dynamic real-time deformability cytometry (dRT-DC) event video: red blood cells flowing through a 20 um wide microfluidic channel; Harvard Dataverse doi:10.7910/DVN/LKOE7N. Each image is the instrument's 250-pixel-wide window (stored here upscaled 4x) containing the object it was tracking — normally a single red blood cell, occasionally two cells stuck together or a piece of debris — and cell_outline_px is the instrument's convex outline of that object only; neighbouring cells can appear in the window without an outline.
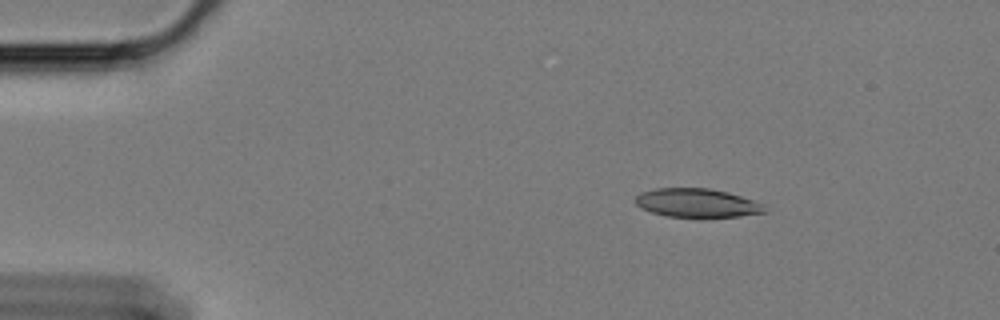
{"species": "Egyptian fruit bat (a non-hibernating species)", "species_latin": "Rousettus aegyptiacus", "temperature_condition": "cold", "stored_images_in_passage": 51, "camera_frame_rate_fps": 3000, "um_per_image_px": 0.085, "animal": {"sex": "female"}, "frame": {"image": 1, "passage_image": 2, "time_ms": 0.333, "image_size_px": [1000, 320], "cell_outline_px": [[768, 212], [740, 216], [700, 220], [668, 216], [652, 212], [640, 208], [636, 204], [636, 196], [640, 192], [656, 188], [708, 188], [728, 192], [764, 204]], "centroid_in_image_um": [59.27, 17.29], "position_along_channel_um": 25.7, "area_um2": 22.43}}
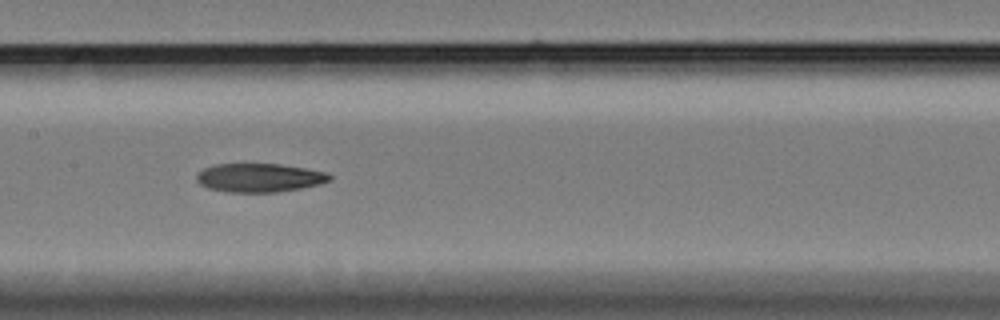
{"frame": {"image": 2, "passage_image": 22, "time_ms": 7.0, "image_size_px": [1000, 320], "cell_outline_px": [[332, 180], [320, 184], [300, 188], [276, 192], [228, 192], [208, 188], [200, 184], [196, 180], [196, 176], [204, 168], [216, 164], [280, 164], [304, 168], [324, 172], [332, 176]], "centroid_in_image_um": [22.04, 15.11], "position_along_channel_um": 185.4, "area_um2": 22.08}}
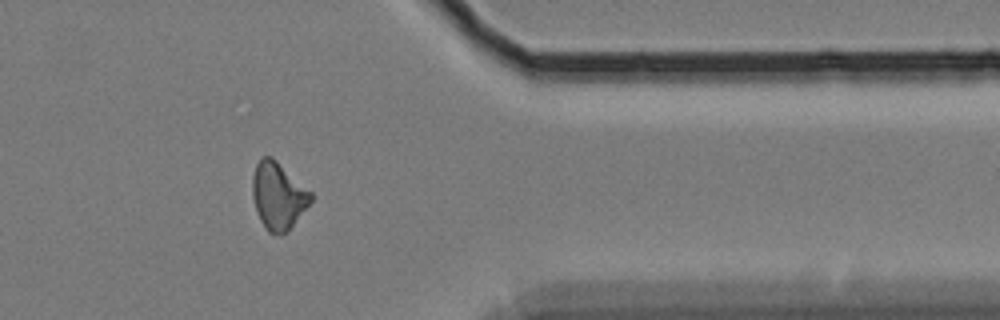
{"frame": {"image": 3, "passage_image": 41, "time_ms": 13.333, "image_size_px": [1000, 320], "cell_outline_px": [[312, 200], [288, 232], [268, 232], [260, 220], [252, 196], [252, 176], [256, 164], [260, 156], [272, 156], [312, 192]], "centroid_in_image_um": [23.63, 16.6], "position_along_channel_um": 387.8, "area_um2": 22.72}}